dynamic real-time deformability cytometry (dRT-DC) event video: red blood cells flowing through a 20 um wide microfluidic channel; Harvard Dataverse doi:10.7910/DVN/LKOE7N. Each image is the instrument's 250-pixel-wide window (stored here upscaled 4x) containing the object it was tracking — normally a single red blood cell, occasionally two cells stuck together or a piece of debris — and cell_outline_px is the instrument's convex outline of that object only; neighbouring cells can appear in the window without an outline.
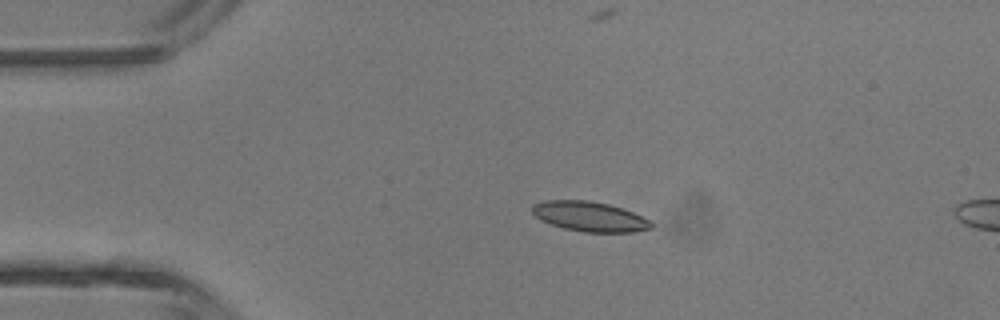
{"species": "common noctule bat (a hibernating species)", "species_latin": "Nyctalus noctula", "temperature_condition": "room temperature", "stored_images_in_passage": 3, "camera_frame_rate_fps": 3000, "um_per_image_px": 0.085, "animal": {"sex": "male", "body_mass_g": 13.3}, "frame": {"image": 1, "passage_image": 2, "time_ms": 1.0, "image_size_px": [1000, 320], "cell_outline_px": [[652, 228], [632, 232], [584, 232], [564, 228], [540, 220], [532, 212], [532, 204], [544, 200], [588, 200], [608, 204], [624, 208], [652, 220]], "centroid_in_image_um": [50.14, 18.39], "position_along_channel_um": 34.9, "area_um2": 20.87}}